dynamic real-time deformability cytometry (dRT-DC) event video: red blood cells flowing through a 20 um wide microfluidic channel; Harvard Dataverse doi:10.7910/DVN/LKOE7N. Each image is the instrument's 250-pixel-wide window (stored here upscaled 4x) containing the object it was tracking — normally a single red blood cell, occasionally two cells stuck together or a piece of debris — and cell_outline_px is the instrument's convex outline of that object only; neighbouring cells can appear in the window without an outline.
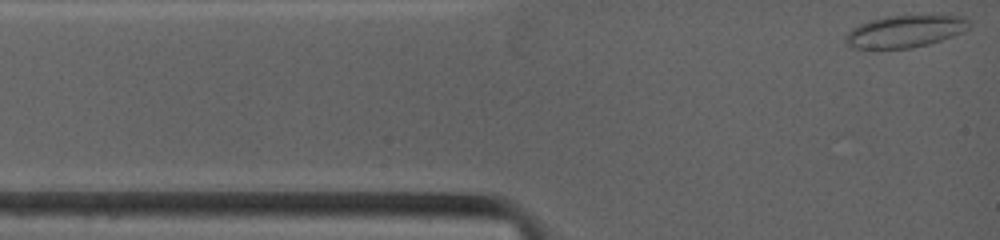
{"species": "common noctule bat (a hibernating species)", "species_latin": "Nyctalus noctula", "temperature_condition": "warm", "stored_images_in_passage": 27, "camera_frame_rate_fps": 4500, "um_per_image_px": 0.085, "animal": {"sex": "female", "body_mass_g": 19.0, "forearm_length_mm": 53.3}, "frame": {"image": 1, "passage_image": 1, "time_ms": 0.0, "image_size_px": [1000, 240], "cell_outline_px": [[972, 24], [964, 32], [928, 44], [912, 48], [872, 52], [868, 52], [852, 48], [844, 40], [848, 32], [852, 28], [860, 24], [872, 20], [888, 16], [964, 16]], "centroid_in_image_um": [76.86, 2.73], "position_along_channel_um": 8.1, "area_um2": 23.76}}
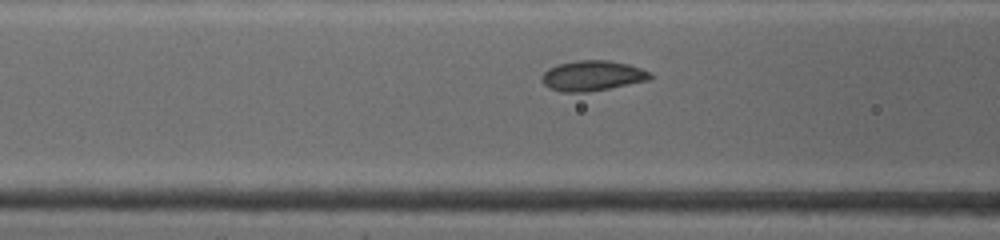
{"frame": {"image": 2, "passage_image": 17, "time_ms": 3.778, "image_size_px": [1000, 240], "cell_outline_px": [[652, 80], [588, 92], [560, 92], [548, 88], [540, 80], [540, 76], [548, 68], [560, 64], [576, 60], [612, 60], [628, 64], [652, 72]], "centroid_in_image_um": [50.36, 6.44], "position_along_channel_um": 116.2, "area_um2": 19.42}}
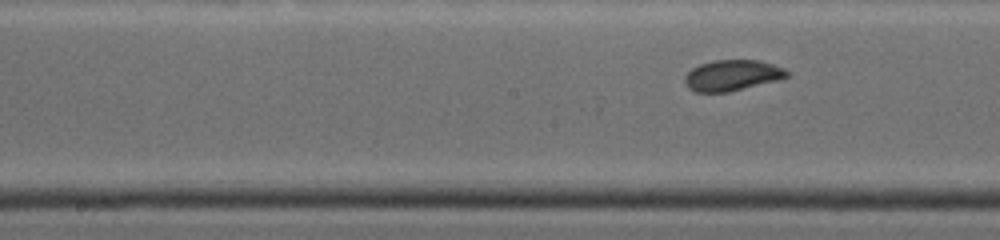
{"frame": {"image": 3, "passage_image": 27, "time_ms": 5.556, "image_size_px": [1000, 240], "cell_outline_px": [[788, 76], [780, 80], [728, 92], [696, 92], [688, 88], [684, 80], [684, 76], [692, 68], [700, 64], [712, 60], [760, 60], [784, 68], [788, 72]], "centroid_in_image_um": [62.23, 6.4], "position_along_channel_um": 186.0, "area_um2": 18.44}}